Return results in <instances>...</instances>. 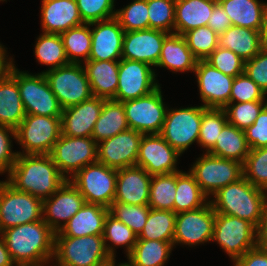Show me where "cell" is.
<instances>
[{"label":"cell","instance_id":"681fc988","mask_svg":"<svg viewBox=\"0 0 267 266\" xmlns=\"http://www.w3.org/2000/svg\"><path fill=\"white\" fill-rule=\"evenodd\" d=\"M205 61L222 73L232 77L244 73L245 61L229 49L218 46Z\"/></svg>","mask_w":267,"mask_h":266},{"label":"cell","instance_id":"8d00e7d4","mask_svg":"<svg viewBox=\"0 0 267 266\" xmlns=\"http://www.w3.org/2000/svg\"><path fill=\"white\" fill-rule=\"evenodd\" d=\"M176 216L173 211L151 208L146 224L137 239L173 242Z\"/></svg>","mask_w":267,"mask_h":266},{"label":"cell","instance_id":"f35d334b","mask_svg":"<svg viewBox=\"0 0 267 266\" xmlns=\"http://www.w3.org/2000/svg\"><path fill=\"white\" fill-rule=\"evenodd\" d=\"M35 56L44 65H51L49 70L69 64L60 34L43 33L37 39Z\"/></svg>","mask_w":267,"mask_h":266},{"label":"cell","instance_id":"cb8c5ba5","mask_svg":"<svg viewBox=\"0 0 267 266\" xmlns=\"http://www.w3.org/2000/svg\"><path fill=\"white\" fill-rule=\"evenodd\" d=\"M152 175L144 168L131 166L117 170L116 195L113 202L148 205Z\"/></svg>","mask_w":267,"mask_h":266},{"label":"cell","instance_id":"6da1fadb","mask_svg":"<svg viewBox=\"0 0 267 266\" xmlns=\"http://www.w3.org/2000/svg\"><path fill=\"white\" fill-rule=\"evenodd\" d=\"M1 234L15 264L44 266L54 256L55 232L43 219L8 228Z\"/></svg>","mask_w":267,"mask_h":266},{"label":"cell","instance_id":"816d5d0a","mask_svg":"<svg viewBox=\"0 0 267 266\" xmlns=\"http://www.w3.org/2000/svg\"><path fill=\"white\" fill-rule=\"evenodd\" d=\"M81 19L92 23L115 17L114 0H76Z\"/></svg>","mask_w":267,"mask_h":266},{"label":"cell","instance_id":"ac0fdd59","mask_svg":"<svg viewBox=\"0 0 267 266\" xmlns=\"http://www.w3.org/2000/svg\"><path fill=\"white\" fill-rule=\"evenodd\" d=\"M180 154L160 134L143 135L139 144L136 166L144 168L150 175L178 172L176 162Z\"/></svg>","mask_w":267,"mask_h":266},{"label":"cell","instance_id":"e7e4bbea","mask_svg":"<svg viewBox=\"0 0 267 266\" xmlns=\"http://www.w3.org/2000/svg\"><path fill=\"white\" fill-rule=\"evenodd\" d=\"M13 266H28V265L15 264Z\"/></svg>","mask_w":267,"mask_h":266},{"label":"cell","instance_id":"d4e9b609","mask_svg":"<svg viewBox=\"0 0 267 266\" xmlns=\"http://www.w3.org/2000/svg\"><path fill=\"white\" fill-rule=\"evenodd\" d=\"M43 33L61 34L84 24L76 0H42Z\"/></svg>","mask_w":267,"mask_h":266},{"label":"cell","instance_id":"3957f363","mask_svg":"<svg viewBox=\"0 0 267 266\" xmlns=\"http://www.w3.org/2000/svg\"><path fill=\"white\" fill-rule=\"evenodd\" d=\"M266 191L253 186L243 176L219 189L211 200L215 213L235 216L258 226L264 207Z\"/></svg>","mask_w":267,"mask_h":266},{"label":"cell","instance_id":"f1b7e54d","mask_svg":"<svg viewBox=\"0 0 267 266\" xmlns=\"http://www.w3.org/2000/svg\"><path fill=\"white\" fill-rule=\"evenodd\" d=\"M197 61L183 35L171 33L164 39L156 66L165 67L174 72H194Z\"/></svg>","mask_w":267,"mask_h":266},{"label":"cell","instance_id":"db71d44e","mask_svg":"<svg viewBox=\"0 0 267 266\" xmlns=\"http://www.w3.org/2000/svg\"><path fill=\"white\" fill-rule=\"evenodd\" d=\"M244 132L250 149L267 147V105Z\"/></svg>","mask_w":267,"mask_h":266},{"label":"cell","instance_id":"8fae6325","mask_svg":"<svg viewBox=\"0 0 267 266\" xmlns=\"http://www.w3.org/2000/svg\"><path fill=\"white\" fill-rule=\"evenodd\" d=\"M189 172L206 196L214 195L219 189L243 176L242 163L207 152L197 159Z\"/></svg>","mask_w":267,"mask_h":266},{"label":"cell","instance_id":"7dc6e473","mask_svg":"<svg viewBox=\"0 0 267 266\" xmlns=\"http://www.w3.org/2000/svg\"><path fill=\"white\" fill-rule=\"evenodd\" d=\"M147 0H134L126 7L116 10L115 18L125 32L149 29Z\"/></svg>","mask_w":267,"mask_h":266},{"label":"cell","instance_id":"94428289","mask_svg":"<svg viewBox=\"0 0 267 266\" xmlns=\"http://www.w3.org/2000/svg\"><path fill=\"white\" fill-rule=\"evenodd\" d=\"M6 50L0 44V79L4 78L10 71V68L13 65L12 60L7 61L6 59Z\"/></svg>","mask_w":267,"mask_h":266},{"label":"cell","instance_id":"4fadbf2b","mask_svg":"<svg viewBox=\"0 0 267 266\" xmlns=\"http://www.w3.org/2000/svg\"><path fill=\"white\" fill-rule=\"evenodd\" d=\"M50 156L59 172L70 180V177L83 167L97 162V143L92 137H72L61 134ZM65 173L67 175L71 173L70 177Z\"/></svg>","mask_w":267,"mask_h":266},{"label":"cell","instance_id":"bcb514c9","mask_svg":"<svg viewBox=\"0 0 267 266\" xmlns=\"http://www.w3.org/2000/svg\"><path fill=\"white\" fill-rule=\"evenodd\" d=\"M175 5L176 0H147L149 28L174 33Z\"/></svg>","mask_w":267,"mask_h":266},{"label":"cell","instance_id":"83f0119b","mask_svg":"<svg viewBox=\"0 0 267 266\" xmlns=\"http://www.w3.org/2000/svg\"><path fill=\"white\" fill-rule=\"evenodd\" d=\"M216 4L211 0H176L174 33L183 35L191 29L207 26Z\"/></svg>","mask_w":267,"mask_h":266},{"label":"cell","instance_id":"9a60e30c","mask_svg":"<svg viewBox=\"0 0 267 266\" xmlns=\"http://www.w3.org/2000/svg\"><path fill=\"white\" fill-rule=\"evenodd\" d=\"M155 77L156 74L149 64L121 58L114 100L125 102L150 94L160 86Z\"/></svg>","mask_w":267,"mask_h":266},{"label":"cell","instance_id":"f546056e","mask_svg":"<svg viewBox=\"0 0 267 266\" xmlns=\"http://www.w3.org/2000/svg\"><path fill=\"white\" fill-rule=\"evenodd\" d=\"M218 3L227 13L233 26L262 30L267 3L258 0H220Z\"/></svg>","mask_w":267,"mask_h":266},{"label":"cell","instance_id":"f907efd6","mask_svg":"<svg viewBox=\"0 0 267 266\" xmlns=\"http://www.w3.org/2000/svg\"><path fill=\"white\" fill-rule=\"evenodd\" d=\"M265 96V92L245 72L234 78L230 103L265 101Z\"/></svg>","mask_w":267,"mask_h":266},{"label":"cell","instance_id":"30bf717a","mask_svg":"<svg viewBox=\"0 0 267 266\" xmlns=\"http://www.w3.org/2000/svg\"><path fill=\"white\" fill-rule=\"evenodd\" d=\"M205 109L203 105L167 109L160 136L181 155L192 143H198Z\"/></svg>","mask_w":267,"mask_h":266},{"label":"cell","instance_id":"5bb4252c","mask_svg":"<svg viewBox=\"0 0 267 266\" xmlns=\"http://www.w3.org/2000/svg\"><path fill=\"white\" fill-rule=\"evenodd\" d=\"M160 88L146 96L122 102L129 129L143 135L160 134L167 111Z\"/></svg>","mask_w":267,"mask_h":266},{"label":"cell","instance_id":"7c38bea8","mask_svg":"<svg viewBox=\"0 0 267 266\" xmlns=\"http://www.w3.org/2000/svg\"><path fill=\"white\" fill-rule=\"evenodd\" d=\"M213 241L220 245L233 262L256 247V227L247 220L215 213Z\"/></svg>","mask_w":267,"mask_h":266},{"label":"cell","instance_id":"6f0895ef","mask_svg":"<svg viewBox=\"0 0 267 266\" xmlns=\"http://www.w3.org/2000/svg\"><path fill=\"white\" fill-rule=\"evenodd\" d=\"M232 25L225 10L217 3L212 15L209 17L207 26L212 28L218 35L224 33Z\"/></svg>","mask_w":267,"mask_h":266},{"label":"cell","instance_id":"ffe728a7","mask_svg":"<svg viewBox=\"0 0 267 266\" xmlns=\"http://www.w3.org/2000/svg\"><path fill=\"white\" fill-rule=\"evenodd\" d=\"M194 72L205 108H224L230 103L231 87L235 77L222 73L205 60L197 61Z\"/></svg>","mask_w":267,"mask_h":266},{"label":"cell","instance_id":"ab89813d","mask_svg":"<svg viewBox=\"0 0 267 266\" xmlns=\"http://www.w3.org/2000/svg\"><path fill=\"white\" fill-rule=\"evenodd\" d=\"M176 195V172L152 175L148 206L157 210L174 212Z\"/></svg>","mask_w":267,"mask_h":266},{"label":"cell","instance_id":"c3c4849f","mask_svg":"<svg viewBox=\"0 0 267 266\" xmlns=\"http://www.w3.org/2000/svg\"><path fill=\"white\" fill-rule=\"evenodd\" d=\"M266 105L267 101L228 103L224 110L228 123L244 131L255 122Z\"/></svg>","mask_w":267,"mask_h":266},{"label":"cell","instance_id":"277c9868","mask_svg":"<svg viewBox=\"0 0 267 266\" xmlns=\"http://www.w3.org/2000/svg\"><path fill=\"white\" fill-rule=\"evenodd\" d=\"M53 258L58 266H105L112 259L103 235L55 236Z\"/></svg>","mask_w":267,"mask_h":266},{"label":"cell","instance_id":"f6af8a7d","mask_svg":"<svg viewBox=\"0 0 267 266\" xmlns=\"http://www.w3.org/2000/svg\"><path fill=\"white\" fill-rule=\"evenodd\" d=\"M150 209L148 205L113 202L109 208V213L127 225L138 236L146 224Z\"/></svg>","mask_w":267,"mask_h":266},{"label":"cell","instance_id":"d6986e66","mask_svg":"<svg viewBox=\"0 0 267 266\" xmlns=\"http://www.w3.org/2000/svg\"><path fill=\"white\" fill-rule=\"evenodd\" d=\"M84 204L82 194L70 180H66L54 194L43 200V220L58 232Z\"/></svg>","mask_w":267,"mask_h":266},{"label":"cell","instance_id":"52a82bcc","mask_svg":"<svg viewBox=\"0 0 267 266\" xmlns=\"http://www.w3.org/2000/svg\"><path fill=\"white\" fill-rule=\"evenodd\" d=\"M43 200L0 181V232L43 219Z\"/></svg>","mask_w":267,"mask_h":266},{"label":"cell","instance_id":"9c48e42d","mask_svg":"<svg viewBox=\"0 0 267 266\" xmlns=\"http://www.w3.org/2000/svg\"><path fill=\"white\" fill-rule=\"evenodd\" d=\"M117 170L99 162L89 164L71 177L85 203L110 208L116 195Z\"/></svg>","mask_w":267,"mask_h":266},{"label":"cell","instance_id":"b9f144b4","mask_svg":"<svg viewBox=\"0 0 267 266\" xmlns=\"http://www.w3.org/2000/svg\"><path fill=\"white\" fill-rule=\"evenodd\" d=\"M228 123L224 108H206L202 114L198 143L208 152Z\"/></svg>","mask_w":267,"mask_h":266},{"label":"cell","instance_id":"7402d4cb","mask_svg":"<svg viewBox=\"0 0 267 266\" xmlns=\"http://www.w3.org/2000/svg\"><path fill=\"white\" fill-rule=\"evenodd\" d=\"M97 25L91 30V52L88 60L118 61L122 58V45L125 31L118 20L113 17L107 20L90 23ZM120 58V59H119Z\"/></svg>","mask_w":267,"mask_h":266},{"label":"cell","instance_id":"60d3db41","mask_svg":"<svg viewBox=\"0 0 267 266\" xmlns=\"http://www.w3.org/2000/svg\"><path fill=\"white\" fill-rule=\"evenodd\" d=\"M103 239L107 253L115 258L114 246L125 245L128 256L136 244L137 235L127 225L108 213L104 223ZM107 241L112 242L114 246L106 244Z\"/></svg>","mask_w":267,"mask_h":266},{"label":"cell","instance_id":"484cf974","mask_svg":"<svg viewBox=\"0 0 267 266\" xmlns=\"http://www.w3.org/2000/svg\"><path fill=\"white\" fill-rule=\"evenodd\" d=\"M109 209L98 204L85 203L55 236L82 237L103 235Z\"/></svg>","mask_w":267,"mask_h":266},{"label":"cell","instance_id":"603a6c76","mask_svg":"<svg viewBox=\"0 0 267 266\" xmlns=\"http://www.w3.org/2000/svg\"><path fill=\"white\" fill-rule=\"evenodd\" d=\"M105 100L92 96L78 105L63 109L62 134L72 137H91Z\"/></svg>","mask_w":267,"mask_h":266},{"label":"cell","instance_id":"836d02e7","mask_svg":"<svg viewBox=\"0 0 267 266\" xmlns=\"http://www.w3.org/2000/svg\"><path fill=\"white\" fill-rule=\"evenodd\" d=\"M249 152L250 147L245 132L227 123L220 132L215 145L207 153L243 164Z\"/></svg>","mask_w":267,"mask_h":266},{"label":"cell","instance_id":"be15d7a7","mask_svg":"<svg viewBox=\"0 0 267 266\" xmlns=\"http://www.w3.org/2000/svg\"><path fill=\"white\" fill-rule=\"evenodd\" d=\"M105 266H115V258H112ZM117 266H132V264L128 261L127 263H121Z\"/></svg>","mask_w":267,"mask_h":266},{"label":"cell","instance_id":"d6a6232c","mask_svg":"<svg viewBox=\"0 0 267 266\" xmlns=\"http://www.w3.org/2000/svg\"><path fill=\"white\" fill-rule=\"evenodd\" d=\"M128 129L122 102L105 100L91 137L98 144Z\"/></svg>","mask_w":267,"mask_h":266},{"label":"cell","instance_id":"e0dca14e","mask_svg":"<svg viewBox=\"0 0 267 266\" xmlns=\"http://www.w3.org/2000/svg\"><path fill=\"white\" fill-rule=\"evenodd\" d=\"M143 134L133 129L118 133L97 144V162L112 169L136 165Z\"/></svg>","mask_w":267,"mask_h":266},{"label":"cell","instance_id":"7bdbcfd3","mask_svg":"<svg viewBox=\"0 0 267 266\" xmlns=\"http://www.w3.org/2000/svg\"><path fill=\"white\" fill-rule=\"evenodd\" d=\"M243 177L253 186L267 190V147L250 149L242 164Z\"/></svg>","mask_w":267,"mask_h":266},{"label":"cell","instance_id":"11a10c76","mask_svg":"<svg viewBox=\"0 0 267 266\" xmlns=\"http://www.w3.org/2000/svg\"><path fill=\"white\" fill-rule=\"evenodd\" d=\"M10 135L15 138V129L8 126L0 125V173H5L8 171V174L13 167L16 158L17 152H12L11 150V138Z\"/></svg>","mask_w":267,"mask_h":266},{"label":"cell","instance_id":"7a4b0ae2","mask_svg":"<svg viewBox=\"0 0 267 266\" xmlns=\"http://www.w3.org/2000/svg\"><path fill=\"white\" fill-rule=\"evenodd\" d=\"M6 180L16 190L45 200L67 180L50 154H18Z\"/></svg>","mask_w":267,"mask_h":266},{"label":"cell","instance_id":"e575fe53","mask_svg":"<svg viewBox=\"0 0 267 266\" xmlns=\"http://www.w3.org/2000/svg\"><path fill=\"white\" fill-rule=\"evenodd\" d=\"M208 197L199 187V184L189 172H176V195L174 201V212L192 211L205 206Z\"/></svg>","mask_w":267,"mask_h":266},{"label":"cell","instance_id":"03108f58","mask_svg":"<svg viewBox=\"0 0 267 266\" xmlns=\"http://www.w3.org/2000/svg\"><path fill=\"white\" fill-rule=\"evenodd\" d=\"M211 1H214V2L218 3L220 0H211Z\"/></svg>","mask_w":267,"mask_h":266},{"label":"cell","instance_id":"f5cc1de1","mask_svg":"<svg viewBox=\"0 0 267 266\" xmlns=\"http://www.w3.org/2000/svg\"><path fill=\"white\" fill-rule=\"evenodd\" d=\"M244 72L267 94V51L262 49L256 56L245 61Z\"/></svg>","mask_w":267,"mask_h":266},{"label":"cell","instance_id":"8992f818","mask_svg":"<svg viewBox=\"0 0 267 266\" xmlns=\"http://www.w3.org/2000/svg\"><path fill=\"white\" fill-rule=\"evenodd\" d=\"M61 134V117L26 114L15 129V139L25 153L17 154H50Z\"/></svg>","mask_w":267,"mask_h":266},{"label":"cell","instance_id":"2e32d148","mask_svg":"<svg viewBox=\"0 0 267 266\" xmlns=\"http://www.w3.org/2000/svg\"><path fill=\"white\" fill-rule=\"evenodd\" d=\"M215 211L209 201L205 206L177 213L173 245H197L212 241Z\"/></svg>","mask_w":267,"mask_h":266},{"label":"cell","instance_id":"680465c9","mask_svg":"<svg viewBox=\"0 0 267 266\" xmlns=\"http://www.w3.org/2000/svg\"><path fill=\"white\" fill-rule=\"evenodd\" d=\"M256 245L267 250V205L264 207L259 224L256 227Z\"/></svg>","mask_w":267,"mask_h":266},{"label":"cell","instance_id":"1f68e13d","mask_svg":"<svg viewBox=\"0 0 267 266\" xmlns=\"http://www.w3.org/2000/svg\"><path fill=\"white\" fill-rule=\"evenodd\" d=\"M25 115L17 81L8 73L0 79V125L16 129Z\"/></svg>","mask_w":267,"mask_h":266},{"label":"cell","instance_id":"d590c367","mask_svg":"<svg viewBox=\"0 0 267 266\" xmlns=\"http://www.w3.org/2000/svg\"><path fill=\"white\" fill-rule=\"evenodd\" d=\"M173 246V242L137 239L127 258L132 266H164Z\"/></svg>","mask_w":267,"mask_h":266},{"label":"cell","instance_id":"4dcf8cb0","mask_svg":"<svg viewBox=\"0 0 267 266\" xmlns=\"http://www.w3.org/2000/svg\"><path fill=\"white\" fill-rule=\"evenodd\" d=\"M218 46L229 49L248 61L262 50L261 31L231 25L218 35Z\"/></svg>","mask_w":267,"mask_h":266},{"label":"cell","instance_id":"5b68a950","mask_svg":"<svg viewBox=\"0 0 267 266\" xmlns=\"http://www.w3.org/2000/svg\"><path fill=\"white\" fill-rule=\"evenodd\" d=\"M9 74L17 81L26 114L62 117V107L52 92L44 73L31 75L21 72L13 64Z\"/></svg>","mask_w":267,"mask_h":266},{"label":"cell","instance_id":"44dd1931","mask_svg":"<svg viewBox=\"0 0 267 266\" xmlns=\"http://www.w3.org/2000/svg\"><path fill=\"white\" fill-rule=\"evenodd\" d=\"M169 33L155 30H135L124 33L122 59L141 61L156 66L164 39Z\"/></svg>","mask_w":267,"mask_h":266},{"label":"cell","instance_id":"74e56055","mask_svg":"<svg viewBox=\"0 0 267 266\" xmlns=\"http://www.w3.org/2000/svg\"><path fill=\"white\" fill-rule=\"evenodd\" d=\"M90 26V23H84L60 34L69 63L80 64V57L84 62L88 61L92 42Z\"/></svg>","mask_w":267,"mask_h":266},{"label":"cell","instance_id":"ba28073f","mask_svg":"<svg viewBox=\"0 0 267 266\" xmlns=\"http://www.w3.org/2000/svg\"><path fill=\"white\" fill-rule=\"evenodd\" d=\"M82 63H69L43 72L62 109L78 105L93 96Z\"/></svg>","mask_w":267,"mask_h":266},{"label":"cell","instance_id":"ee69618b","mask_svg":"<svg viewBox=\"0 0 267 266\" xmlns=\"http://www.w3.org/2000/svg\"><path fill=\"white\" fill-rule=\"evenodd\" d=\"M183 37L197 60H205L218 47V34L208 26L191 29Z\"/></svg>","mask_w":267,"mask_h":266},{"label":"cell","instance_id":"9f6ffc18","mask_svg":"<svg viewBox=\"0 0 267 266\" xmlns=\"http://www.w3.org/2000/svg\"><path fill=\"white\" fill-rule=\"evenodd\" d=\"M236 266H267V250L254 247L235 261Z\"/></svg>","mask_w":267,"mask_h":266},{"label":"cell","instance_id":"91938a15","mask_svg":"<svg viewBox=\"0 0 267 266\" xmlns=\"http://www.w3.org/2000/svg\"><path fill=\"white\" fill-rule=\"evenodd\" d=\"M0 237V266H13L15 263L7 250L2 234Z\"/></svg>","mask_w":267,"mask_h":266},{"label":"cell","instance_id":"4316f807","mask_svg":"<svg viewBox=\"0 0 267 266\" xmlns=\"http://www.w3.org/2000/svg\"><path fill=\"white\" fill-rule=\"evenodd\" d=\"M84 63L93 96L114 100L118 87L119 61L88 60Z\"/></svg>","mask_w":267,"mask_h":266},{"label":"cell","instance_id":"6125c7cd","mask_svg":"<svg viewBox=\"0 0 267 266\" xmlns=\"http://www.w3.org/2000/svg\"><path fill=\"white\" fill-rule=\"evenodd\" d=\"M261 44L262 49L267 51V11L264 16L263 27L261 30Z\"/></svg>","mask_w":267,"mask_h":266}]
</instances>
